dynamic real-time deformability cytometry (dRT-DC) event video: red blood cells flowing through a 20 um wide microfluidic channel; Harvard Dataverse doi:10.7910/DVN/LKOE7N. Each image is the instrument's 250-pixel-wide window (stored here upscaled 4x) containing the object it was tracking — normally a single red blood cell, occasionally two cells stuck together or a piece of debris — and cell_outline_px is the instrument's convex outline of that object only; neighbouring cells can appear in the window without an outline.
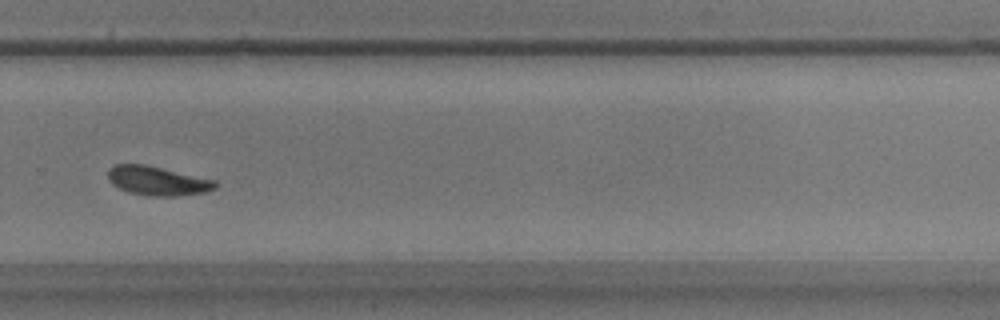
{"species": "common noctule bat (a hibernating species)", "species_latin": "Nyctalus noctula", "temperature_condition": "warm", "stored_images_in_passage": 34, "camera_frame_rate_fps": 3000, "um_per_image_px": 0.085, "animal": {"sex": "male", "body_mass_g": 17.9}, "frame": {"image": 1, "passage_image": 25, "time_ms": 8.0, "image_size_px": [1000, 320], "cell_outline_px": [[220, 184], [216, 188], [208, 192], [172, 196], [148, 196], [128, 192], [112, 184], [108, 180], [108, 168], [116, 164], [144, 164], [216, 180]], "centroid_in_image_um": [13.41, 15.37], "position_along_channel_um": 316.4, "area_um2": 18.32}, "authors_computed_cell_mechanics": {"area_um2": 18.3226, "velocity_mm_per_s": 3.8299, "shape_relaxation_time_tau1_ms": 4.5002, "shape_relaxation_time_tau2_ms": 2.0451, "deformation_change_tau1": 0.1349, "deformation_change_tau2": 0.0542}}